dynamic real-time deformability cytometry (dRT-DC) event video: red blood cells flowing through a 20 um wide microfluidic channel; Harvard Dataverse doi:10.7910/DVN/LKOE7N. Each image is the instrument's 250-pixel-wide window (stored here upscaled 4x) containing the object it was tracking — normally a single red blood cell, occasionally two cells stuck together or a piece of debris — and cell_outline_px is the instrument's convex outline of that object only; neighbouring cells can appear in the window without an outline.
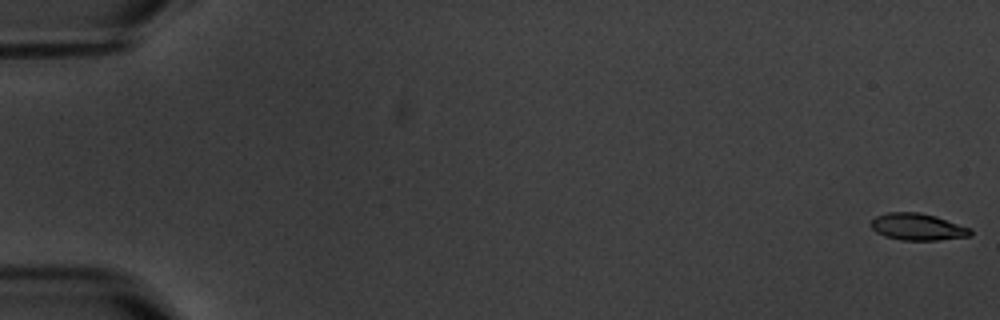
{"species": "common noctule bat (a hibernating species)", "species_latin": "Nyctalus noctula", "temperature_condition": "warm", "stored_images_in_passage": 6, "camera_frame_rate_fps": 3000, "um_per_image_px": 0.085, "animal": {"sex": "male", "body_mass_g": 20.1, "forearm_length_mm": 53.5}, "frame": {"image": 1, "passage_image": 1, "time_ms": 0.0, "image_size_px": [1000, 320], "cell_outline_px": [[972, 232], [968, 236], [936, 240], [900, 240], [884, 236], [876, 232], [868, 224], [876, 216], [888, 212], [920, 212], [936, 216], [972, 228]], "centroid_in_image_um": [77.97, 19.27], "position_along_channel_um": 7.0, "area_um2": 15.66}}
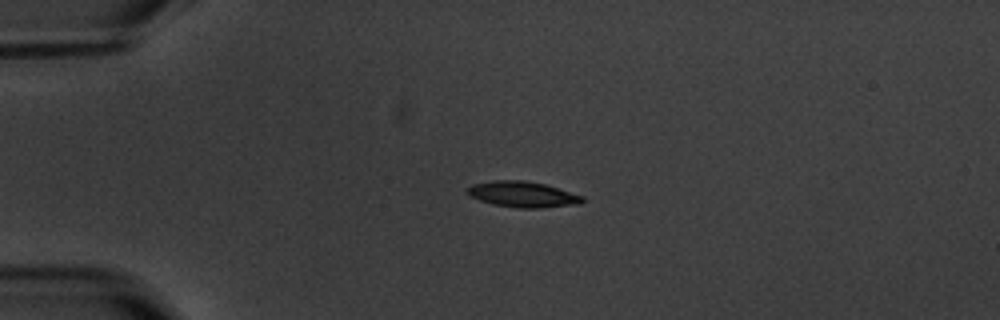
{"frame": {"image": 2, "passage_image": 5, "time_ms": 4.667, "image_size_px": [1000, 320], "cell_outline_px": [[584, 200], [580, 204], [540, 208], [516, 208], [492, 204], [468, 196], [468, 188], [472, 184], [492, 180], [524, 180], [544, 184], [584, 196]], "centroid_in_image_um": [44.42, 16.52], "position_along_channel_um": 40.6, "area_um2": 17.34}}